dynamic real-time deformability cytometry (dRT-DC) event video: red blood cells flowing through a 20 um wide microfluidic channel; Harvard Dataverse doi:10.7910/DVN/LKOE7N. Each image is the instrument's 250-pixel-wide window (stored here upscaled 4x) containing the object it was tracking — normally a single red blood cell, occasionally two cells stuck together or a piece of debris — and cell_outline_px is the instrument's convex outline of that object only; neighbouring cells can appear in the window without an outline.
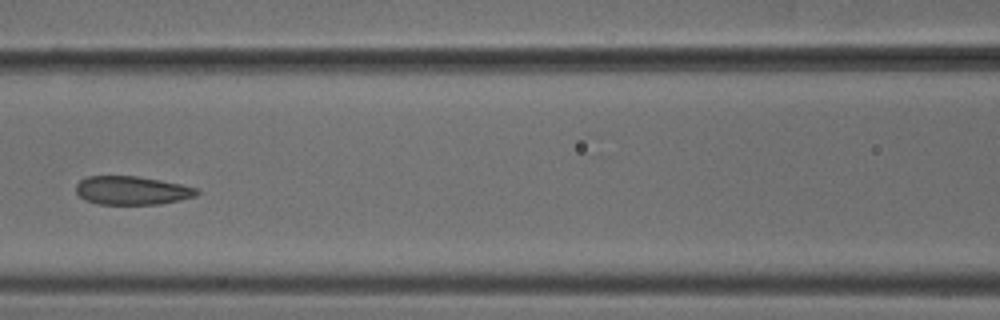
{"species": "common noctule bat (a hibernating species)", "species_latin": "Nyctalus noctula", "temperature_condition": "cold", "stored_images_in_passage": 7, "camera_frame_rate_fps": 3000, "um_per_image_px": 0.085, "animal": {"sex": "male", "body_mass_g": 18.8}, "frame": {"image": 1, "passage_image": 7, "time_ms": 2.0, "image_size_px": [1000, 320], "cell_outline_px": [[200, 192], [196, 196], [180, 200], [160, 204], [100, 204], [84, 200], [76, 192], [76, 184], [80, 180], [88, 176], [136, 176], [160, 180], [200, 188]], "centroid_in_image_um": [11.24, 16.19], "position_along_channel_um": 155.4, "area_um2": 20.17}}